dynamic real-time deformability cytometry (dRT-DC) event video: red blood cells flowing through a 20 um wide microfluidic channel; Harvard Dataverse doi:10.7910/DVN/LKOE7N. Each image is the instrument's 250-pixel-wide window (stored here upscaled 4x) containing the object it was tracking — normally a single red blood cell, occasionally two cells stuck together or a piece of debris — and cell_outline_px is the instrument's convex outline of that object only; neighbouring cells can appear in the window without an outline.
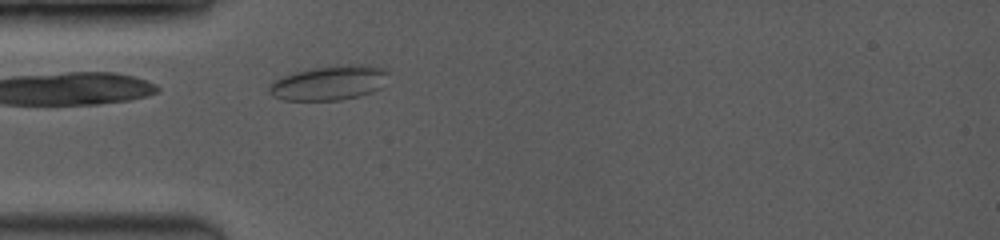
{"species": "common noctule bat (a hibernating species)", "species_latin": "Nyctalus noctula", "temperature_condition": "room temperature", "stored_images_in_passage": 6, "camera_frame_rate_fps": 3500, "um_per_image_px": 0.085, "animal": {"sex": "female", "body_mass_g": 19.0, "forearm_length_mm": 53.3}, "frame": {"image": 1, "passage_image": 1, "time_ms": 0.0, "image_size_px": [1000, 240], "cell_outline_px": [[388, 72], [380, 88], [372, 92], [360, 96], [340, 100], [284, 100], [272, 96], [268, 92], [268, 88], [272, 80], [296, 72], [316, 68], [356, 64], [360, 64], [380, 68]], "centroid_in_image_um": [27.93, 7.07], "position_along_channel_um": 57.1, "area_um2": 23.58}}
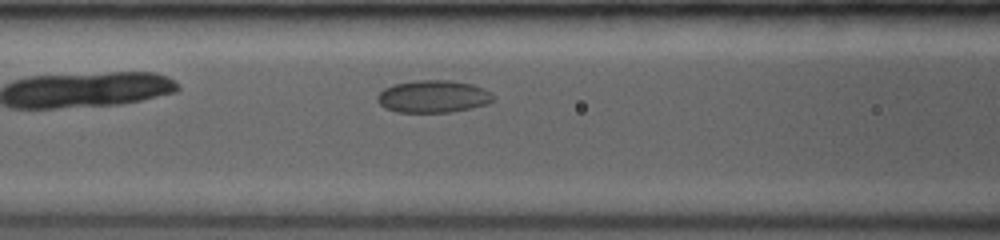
{"frame": {"image": 2, "passage_image": 5, "time_ms": 2.0, "image_size_px": [1000, 240], "cell_outline_px": [[496, 100], [488, 104], [472, 108], [452, 112], [396, 112], [384, 108], [376, 100], [376, 96], [384, 88], [392, 84], [416, 80], [448, 80], [472, 84], [484, 88], [492, 92]], "centroid_in_image_um": [36.84, 8.2], "position_along_channel_um": 129.8, "area_um2": 22.25}}